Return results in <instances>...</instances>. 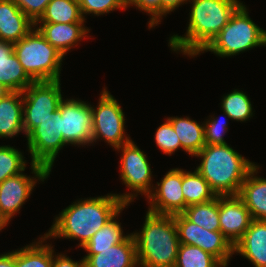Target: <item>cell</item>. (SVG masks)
I'll return each instance as SVG.
<instances>
[{
  "mask_svg": "<svg viewBox=\"0 0 266 267\" xmlns=\"http://www.w3.org/2000/svg\"><path fill=\"white\" fill-rule=\"evenodd\" d=\"M125 205L113 193L75 201L59 213L44 235L47 239H76L78 247H83Z\"/></svg>",
  "mask_w": 266,
  "mask_h": 267,
  "instance_id": "1",
  "label": "cell"
},
{
  "mask_svg": "<svg viewBox=\"0 0 266 267\" xmlns=\"http://www.w3.org/2000/svg\"><path fill=\"white\" fill-rule=\"evenodd\" d=\"M189 24L184 36L173 35L169 45L174 52L197 56L228 23L242 4L240 0H191Z\"/></svg>",
  "mask_w": 266,
  "mask_h": 267,
  "instance_id": "2",
  "label": "cell"
},
{
  "mask_svg": "<svg viewBox=\"0 0 266 267\" xmlns=\"http://www.w3.org/2000/svg\"><path fill=\"white\" fill-rule=\"evenodd\" d=\"M195 157L202 159L196 170L217 196L238 195L243 181L256 166L228 144L205 145Z\"/></svg>",
  "mask_w": 266,
  "mask_h": 267,
  "instance_id": "3",
  "label": "cell"
},
{
  "mask_svg": "<svg viewBox=\"0 0 266 267\" xmlns=\"http://www.w3.org/2000/svg\"><path fill=\"white\" fill-rule=\"evenodd\" d=\"M139 267H174L180 241L174 215L147 211L141 232L131 233Z\"/></svg>",
  "mask_w": 266,
  "mask_h": 267,
  "instance_id": "4",
  "label": "cell"
},
{
  "mask_svg": "<svg viewBox=\"0 0 266 267\" xmlns=\"http://www.w3.org/2000/svg\"><path fill=\"white\" fill-rule=\"evenodd\" d=\"M245 6L242 3L236 9L220 33L199 54L210 51L223 58L266 46V30L251 20Z\"/></svg>",
  "mask_w": 266,
  "mask_h": 267,
  "instance_id": "5",
  "label": "cell"
},
{
  "mask_svg": "<svg viewBox=\"0 0 266 267\" xmlns=\"http://www.w3.org/2000/svg\"><path fill=\"white\" fill-rule=\"evenodd\" d=\"M14 53L34 82L60 80L64 56L35 27L14 43Z\"/></svg>",
  "mask_w": 266,
  "mask_h": 267,
  "instance_id": "6",
  "label": "cell"
},
{
  "mask_svg": "<svg viewBox=\"0 0 266 267\" xmlns=\"http://www.w3.org/2000/svg\"><path fill=\"white\" fill-rule=\"evenodd\" d=\"M60 80L39 81L30 84L23 92V127L27 136L55 111L63 100Z\"/></svg>",
  "mask_w": 266,
  "mask_h": 267,
  "instance_id": "7",
  "label": "cell"
},
{
  "mask_svg": "<svg viewBox=\"0 0 266 267\" xmlns=\"http://www.w3.org/2000/svg\"><path fill=\"white\" fill-rule=\"evenodd\" d=\"M115 150L122 151L120 157V179L133 192L115 195L126 205H130L133 199L140 194L148 197L154 186L151 185V164L148 162L147 155L136 146L133 140L117 147Z\"/></svg>",
  "mask_w": 266,
  "mask_h": 267,
  "instance_id": "8",
  "label": "cell"
},
{
  "mask_svg": "<svg viewBox=\"0 0 266 267\" xmlns=\"http://www.w3.org/2000/svg\"><path fill=\"white\" fill-rule=\"evenodd\" d=\"M91 110L93 114L92 144L99 139H104L116 149L131 141L125 133V114L120 104L106 88L101 91L98 106L94 108L91 105Z\"/></svg>",
  "mask_w": 266,
  "mask_h": 267,
  "instance_id": "9",
  "label": "cell"
},
{
  "mask_svg": "<svg viewBox=\"0 0 266 267\" xmlns=\"http://www.w3.org/2000/svg\"><path fill=\"white\" fill-rule=\"evenodd\" d=\"M31 163L44 166L51 172L59 151L66 146L61 132V114L57 109L54 118H48L27 136Z\"/></svg>",
  "mask_w": 266,
  "mask_h": 267,
  "instance_id": "10",
  "label": "cell"
},
{
  "mask_svg": "<svg viewBox=\"0 0 266 267\" xmlns=\"http://www.w3.org/2000/svg\"><path fill=\"white\" fill-rule=\"evenodd\" d=\"M64 142L79 147L92 143L93 114L86 101L63 99L58 107Z\"/></svg>",
  "mask_w": 266,
  "mask_h": 267,
  "instance_id": "11",
  "label": "cell"
},
{
  "mask_svg": "<svg viewBox=\"0 0 266 267\" xmlns=\"http://www.w3.org/2000/svg\"><path fill=\"white\" fill-rule=\"evenodd\" d=\"M30 165L34 177L26 176L22 172L0 183V212L8 221L20 211L38 180L44 182L50 175L44 166L35 163Z\"/></svg>",
  "mask_w": 266,
  "mask_h": 267,
  "instance_id": "12",
  "label": "cell"
},
{
  "mask_svg": "<svg viewBox=\"0 0 266 267\" xmlns=\"http://www.w3.org/2000/svg\"><path fill=\"white\" fill-rule=\"evenodd\" d=\"M147 198L150 203L148 211L151 213L165 215L182 213L185 210L182 169L173 168L168 171L161 182H157V186L153 188Z\"/></svg>",
  "mask_w": 266,
  "mask_h": 267,
  "instance_id": "13",
  "label": "cell"
},
{
  "mask_svg": "<svg viewBox=\"0 0 266 267\" xmlns=\"http://www.w3.org/2000/svg\"><path fill=\"white\" fill-rule=\"evenodd\" d=\"M252 220L250 211L238 195L219 196L220 231L233 247Z\"/></svg>",
  "mask_w": 266,
  "mask_h": 267,
  "instance_id": "14",
  "label": "cell"
},
{
  "mask_svg": "<svg viewBox=\"0 0 266 267\" xmlns=\"http://www.w3.org/2000/svg\"><path fill=\"white\" fill-rule=\"evenodd\" d=\"M86 267H138L136 244L132 234L122 243L105 250H85Z\"/></svg>",
  "mask_w": 266,
  "mask_h": 267,
  "instance_id": "15",
  "label": "cell"
},
{
  "mask_svg": "<svg viewBox=\"0 0 266 267\" xmlns=\"http://www.w3.org/2000/svg\"><path fill=\"white\" fill-rule=\"evenodd\" d=\"M35 28L64 57L90 30L84 23H35Z\"/></svg>",
  "mask_w": 266,
  "mask_h": 267,
  "instance_id": "16",
  "label": "cell"
},
{
  "mask_svg": "<svg viewBox=\"0 0 266 267\" xmlns=\"http://www.w3.org/2000/svg\"><path fill=\"white\" fill-rule=\"evenodd\" d=\"M233 253L248 259L255 267H266V221L253 219L234 245Z\"/></svg>",
  "mask_w": 266,
  "mask_h": 267,
  "instance_id": "17",
  "label": "cell"
},
{
  "mask_svg": "<svg viewBox=\"0 0 266 267\" xmlns=\"http://www.w3.org/2000/svg\"><path fill=\"white\" fill-rule=\"evenodd\" d=\"M35 23L13 0H0V40L16 43L27 35Z\"/></svg>",
  "mask_w": 266,
  "mask_h": 267,
  "instance_id": "18",
  "label": "cell"
},
{
  "mask_svg": "<svg viewBox=\"0 0 266 267\" xmlns=\"http://www.w3.org/2000/svg\"><path fill=\"white\" fill-rule=\"evenodd\" d=\"M33 82L14 53V43L0 40V83L11 91L23 92Z\"/></svg>",
  "mask_w": 266,
  "mask_h": 267,
  "instance_id": "19",
  "label": "cell"
},
{
  "mask_svg": "<svg viewBox=\"0 0 266 267\" xmlns=\"http://www.w3.org/2000/svg\"><path fill=\"white\" fill-rule=\"evenodd\" d=\"M256 165L243 181L238 196L250 211L252 219L266 221V179L258 177Z\"/></svg>",
  "mask_w": 266,
  "mask_h": 267,
  "instance_id": "20",
  "label": "cell"
},
{
  "mask_svg": "<svg viewBox=\"0 0 266 267\" xmlns=\"http://www.w3.org/2000/svg\"><path fill=\"white\" fill-rule=\"evenodd\" d=\"M21 131L24 133L23 94L11 91L0 99V138H12Z\"/></svg>",
  "mask_w": 266,
  "mask_h": 267,
  "instance_id": "21",
  "label": "cell"
},
{
  "mask_svg": "<svg viewBox=\"0 0 266 267\" xmlns=\"http://www.w3.org/2000/svg\"><path fill=\"white\" fill-rule=\"evenodd\" d=\"M179 137L181 149L187 154L195 156L205 144L204 123L202 125L189 117L167 118Z\"/></svg>",
  "mask_w": 266,
  "mask_h": 267,
  "instance_id": "22",
  "label": "cell"
},
{
  "mask_svg": "<svg viewBox=\"0 0 266 267\" xmlns=\"http://www.w3.org/2000/svg\"><path fill=\"white\" fill-rule=\"evenodd\" d=\"M182 193L185 199V209L189 205L205 203L217 197L209 183L196 169L194 172L182 169Z\"/></svg>",
  "mask_w": 266,
  "mask_h": 267,
  "instance_id": "23",
  "label": "cell"
},
{
  "mask_svg": "<svg viewBox=\"0 0 266 267\" xmlns=\"http://www.w3.org/2000/svg\"><path fill=\"white\" fill-rule=\"evenodd\" d=\"M47 237L43 235L30 245L16 250V267H53V249L51 244H43Z\"/></svg>",
  "mask_w": 266,
  "mask_h": 267,
  "instance_id": "24",
  "label": "cell"
},
{
  "mask_svg": "<svg viewBox=\"0 0 266 267\" xmlns=\"http://www.w3.org/2000/svg\"><path fill=\"white\" fill-rule=\"evenodd\" d=\"M78 0H51L36 23H84Z\"/></svg>",
  "mask_w": 266,
  "mask_h": 267,
  "instance_id": "25",
  "label": "cell"
},
{
  "mask_svg": "<svg viewBox=\"0 0 266 267\" xmlns=\"http://www.w3.org/2000/svg\"><path fill=\"white\" fill-rule=\"evenodd\" d=\"M126 206L128 205H125L109 222L98 230L82 248L85 250H105L124 242L130 234H123L121 223L116 219H118L119 214Z\"/></svg>",
  "mask_w": 266,
  "mask_h": 267,
  "instance_id": "26",
  "label": "cell"
},
{
  "mask_svg": "<svg viewBox=\"0 0 266 267\" xmlns=\"http://www.w3.org/2000/svg\"><path fill=\"white\" fill-rule=\"evenodd\" d=\"M182 214L200 227L209 231H220L219 196L205 203L189 205Z\"/></svg>",
  "mask_w": 266,
  "mask_h": 267,
  "instance_id": "27",
  "label": "cell"
},
{
  "mask_svg": "<svg viewBox=\"0 0 266 267\" xmlns=\"http://www.w3.org/2000/svg\"><path fill=\"white\" fill-rule=\"evenodd\" d=\"M199 247L215 256L225 267L234 255L233 246L221 231H209L201 227Z\"/></svg>",
  "mask_w": 266,
  "mask_h": 267,
  "instance_id": "28",
  "label": "cell"
},
{
  "mask_svg": "<svg viewBox=\"0 0 266 267\" xmlns=\"http://www.w3.org/2000/svg\"><path fill=\"white\" fill-rule=\"evenodd\" d=\"M221 108L227 120L244 122L253 117L251 101L242 90L235 89L223 96Z\"/></svg>",
  "mask_w": 266,
  "mask_h": 267,
  "instance_id": "29",
  "label": "cell"
},
{
  "mask_svg": "<svg viewBox=\"0 0 266 267\" xmlns=\"http://www.w3.org/2000/svg\"><path fill=\"white\" fill-rule=\"evenodd\" d=\"M174 267H225L215 256L198 246L180 244Z\"/></svg>",
  "mask_w": 266,
  "mask_h": 267,
  "instance_id": "30",
  "label": "cell"
},
{
  "mask_svg": "<svg viewBox=\"0 0 266 267\" xmlns=\"http://www.w3.org/2000/svg\"><path fill=\"white\" fill-rule=\"evenodd\" d=\"M24 158L23 153L14 147L0 146V183L25 171L26 160Z\"/></svg>",
  "mask_w": 266,
  "mask_h": 267,
  "instance_id": "31",
  "label": "cell"
},
{
  "mask_svg": "<svg viewBox=\"0 0 266 267\" xmlns=\"http://www.w3.org/2000/svg\"><path fill=\"white\" fill-rule=\"evenodd\" d=\"M78 2L84 19L86 14L100 16L117 9L128 8L127 0H78Z\"/></svg>",
  "mask_w": 266,
  "mask_h": 267,
  "instance_id": "32",
  "label": "cell"
},
{
  "mask_svg": "<svg viewBox=\"0 0 266 267\" xmlns=\"http://www.w3.org/2000/svg\"><path fill=\"white\" fill-rule=\"evenodd\" d=\"M155 142L159 149L169 156L181 148L179 137L168 119L157 128Z\"/></svg>",
  "mask_w": 266,
  "mask_h": 267,
  "instance_id": "33",
  "label": "cell"
},
{
  "mask_svg": "<svg viewBox=\"0 0 266 267\" xmlns=\"http://www.w3.org/2000/svg\"><path fill=\"white\" fill-rule=\"evenodd\" d=\"M174 220L180 244L199 247L201 227L189 221L182 213L174 214Z\"/></svg>",
  "mask_w": 266,
  "mask_h": 267,
  "instance_id": "34",
  "label": "cell"
},
{
  "mask_svg": "<svg viewBox=\"0 0 266 267\" xmlns=\"http://www.w3.org/2000/svg\"><path fill=\"white\" fill-rule=\"evenodd\" d=\"M209 119V120H208ZM204 122L205 144L206 145H224L227 144L223 135L229 130L228 122L221 121L218 117H209ZM226 120V119H225Z\"/></svg>",
  "mask_w": 266,
  "mask_h": 267,
  "instance_id": "35",
  "label": "cell"
},
{
  "mask_svg": "<svg viewBox=\"0 0 266 267\" xmlns=\"http://www.w3.org/2000/svg\"><path fill=\"white\" fill-rule=\"evenodd\" d=\"M135 6L139 11L148 13L150 21L149 27L152 28L161 22V0H127V7Z\"/></svg>",
  "mask_w": 266,
  "mask_h": 267,
  "instance_id": "36",
  "label": "cell"
},
{
  "mask_svg": "<svg viewBox=\"0 0 266 267\" xmlns=\"http://www.w3.org/2000/svg\"><path fill=\"white\" fill-rule=\"evenodd\" d=\"M51 0H13L20 10L36 23L43 15Z\"/></svg>",
  "mask_w": 266,
  "mask_h": 267,
  "instance_id": "37",
  "label": "cell"
},
{
  "mask_svg": "<svg viewBox=\"0 0 266 267\" xmlns=\"http://www.w3.org/2000/svg\"><path fill=\"white\" fill-rule=\"evenodd\" d=\"M53 267H86L84 259L80 261H73V259L67 257L64 254H54L53 249Z\"/></svg>",
  "mask_w": 266,
  "mask_h": 267,
  "instance_id": "38",
  "label": "cell"
},
{
  "mask_svg": "<svg viewBox=\"0 0 266 267\" xmlns=\"http://www.w3.org/2000/svg\"><path fill=\"white\" fill-rule=\"evenodd\" d=\"M191 2L190 0H161V19L169 12L175 11L180 5Z\"/></svg>",
  "mask_w": 266,
  "mask_h": 267,
  "instance_id": "39",
  "label": "cell"
},
{
  "mask_svg": "<svg viewBox=\"0 0 266 267\" xmlns=\"http://www.w3.org/2000/svg\"><path fill=\"white\" fill-rule=\"evenodd\" d=\"M0 267H16V250L0 255Z\"/></svg>",
  "mask_w": 266,
  "mask_h": 267,
  "instance_id": "40",
  "label": "cell"
},
{
  "mask_svg": "<svg viewBox=\"0 0 266 267\" xmlns=\"http://www.w3.org/2000/svg\"><path fill=\"white\" fill-rule=\"evenodd\" d=\"M11 90L7 88L4 84L0 83V99L9 94Z\"/></svg>",
  "mask_w": 266,
  "mask_h": 267,
  "instance_id": "41",
  "label": "cell"
},
{
  "mask_svg": "<svg viewBox=\"0 0 266 267\" xmlns=\"http://www.w3.org/2000/svg\"><path fill=\"white\" fill-rule=\"evenodd\" d=\"M7 224H9V221L0 212V231L4 229Z\"/></svg>",
  "mask_w": 266,
  "mask_h": 267,
  "instance_id": "42",
  "label": "cell"
}]
</instances>
